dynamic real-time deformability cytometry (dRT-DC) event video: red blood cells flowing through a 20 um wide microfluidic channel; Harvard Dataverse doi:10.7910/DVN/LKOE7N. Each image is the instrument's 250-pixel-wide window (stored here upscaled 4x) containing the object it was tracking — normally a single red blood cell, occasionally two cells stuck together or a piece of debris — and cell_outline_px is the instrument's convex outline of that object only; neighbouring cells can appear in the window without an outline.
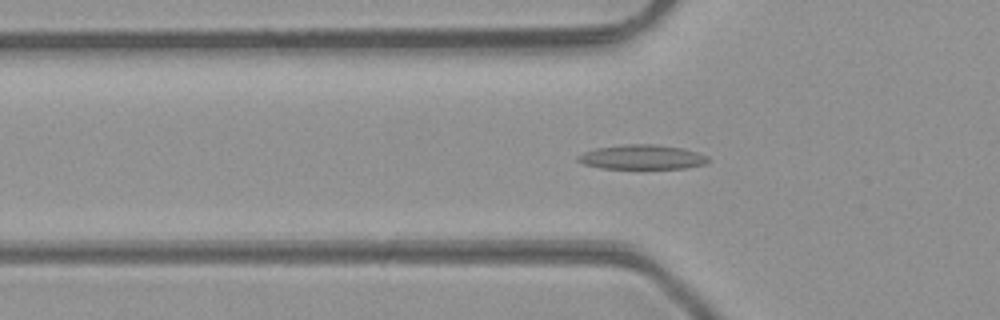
{"species": "common noctule bat (a hibernating species)", "species_latin": "Nyctalus noctula", "temperature_condition": "room temperature", "stored_images_in_passage": 37, "camera_frame_rate_fps": 3000, "um_per_image_px": 0.085, "animal": {"sex": "male", "body_mass_g": 23.1, "forearm_length_mm": 52.7}, "frame": {"image": 1, "passage_image": 5, "time_ms": 1.333, "image_size_px": [1000, 320], "cell_outline_px": [[708, 164], [684, 168], [600, 168], [584, 164], [576, 160], [576, 156], [584, 152], [596, 148], [628, 144], [656, 144], [684, 148], [708, 156]], "centroid_in_image_um": [54.58, 13.35], "position_along_channel_um": 71.2, "area_um2": 18.61}}
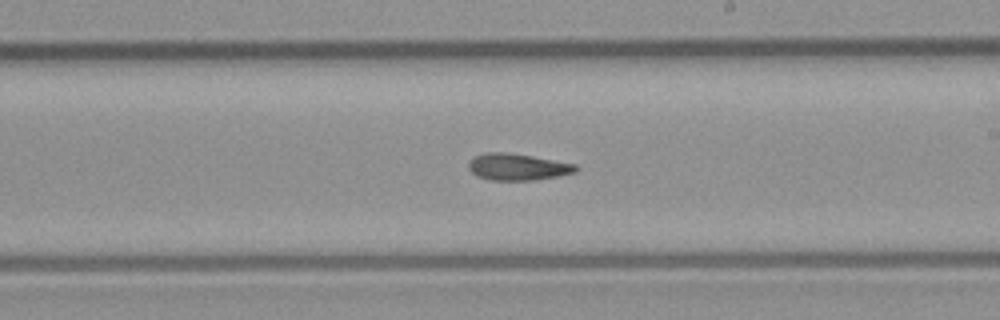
{"frame": {"image": 2, "passage_image": 17, "time_ms": 5.333, "image_size_px": [1000, 320], "cell_outline_px": [[576, 172], [536, 180], [488, 180], [476, 176], [468, 168], [468, 164], [476, 156], [484, 152], [508, 152], [532, 156], [576, 164]], "centroid_in_image_um": [43.96, 14.19], "position_along_channel_um": 245.0, "area_um2": 16.59}}
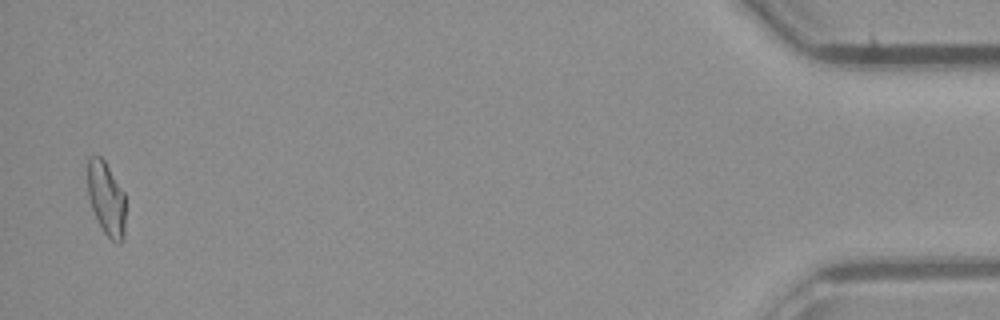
{"frame": {"image": 3, "passage_image": 36, "time_ms": 11.667, "image_size_px": [1000, 320], "cell_outline_px": [[124, 236], [120, 244], [116, 244], [104, 232], [92, 208], [88, 196], [88, 156], [100, 156], [104, 160], [124, 192]], "centroid_in_image_um": [9.03, 16.88], "position_along_channel_um": 426.2, "area_um2": 16.01}}